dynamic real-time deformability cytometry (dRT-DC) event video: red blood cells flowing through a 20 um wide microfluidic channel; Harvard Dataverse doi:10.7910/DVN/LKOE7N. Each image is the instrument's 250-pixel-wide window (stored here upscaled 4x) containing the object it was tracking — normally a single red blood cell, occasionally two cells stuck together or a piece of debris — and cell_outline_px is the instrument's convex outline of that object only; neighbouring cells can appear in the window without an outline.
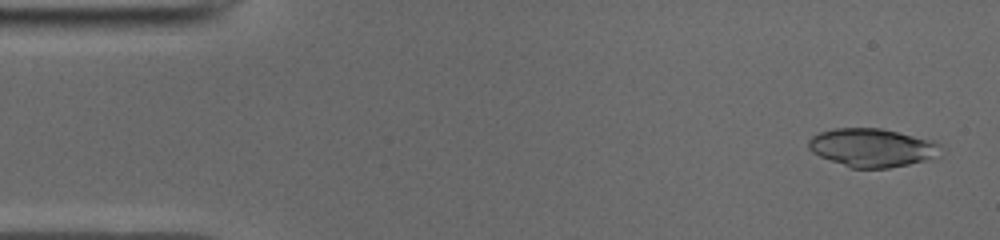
{"species": "common noctule bat (a hibernating species)", "species_latin": "Nyctalus noctula", "temperature_condition": "cold", "stored_images_in_passage": 49, "camera_frame_rate_fps": 3000, "um_per_image_px": 0.085, "animal": {"sex": "male", "body_mass_g": 19.0, "forearm_length_mm": 50.8}, "frame": {"image": 1, "passage_image": 2, "time_ms": 0.333, "image_size_px": [1000, 240], "cell_outline_px": [[940, 144], [924, 160], [908, 164], [888, 168], [852, 168], [820, 156], [812, 152], [808, 148], [808, 140], [812, 136], [820, 132], [832, 128], [880, 128], [932, 140]], "centroid_in_image_um": [73.99, 12.53], "position_along_channel_um": 11.0, "area_um2": 28.73}}